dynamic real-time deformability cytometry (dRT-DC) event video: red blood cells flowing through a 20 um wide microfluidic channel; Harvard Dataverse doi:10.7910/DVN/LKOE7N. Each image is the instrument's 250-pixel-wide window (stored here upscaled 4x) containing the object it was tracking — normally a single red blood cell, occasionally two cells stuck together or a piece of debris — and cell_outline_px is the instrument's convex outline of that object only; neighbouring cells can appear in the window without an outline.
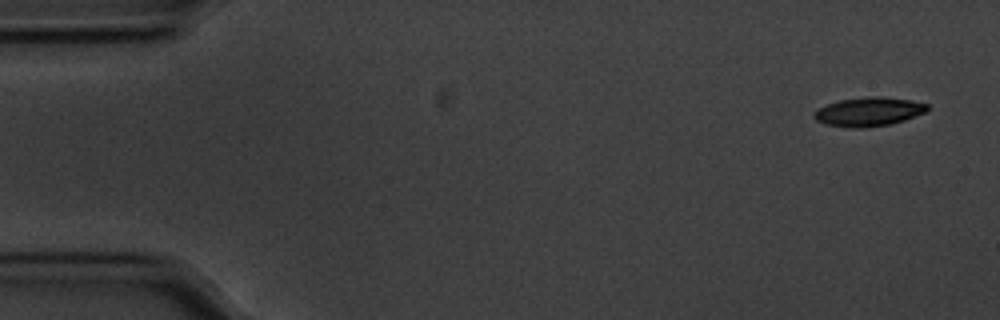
{"species": "common noctule bat (a hibernating species)", "species_latin": "Nyctalus noctula", "temperature_condition": "cold", "stored_images_in_passage": 54, "camera_frame_rate_fps": 3000, "um_per_image_px": 0.085, "animal": {"sex": "male", "body_mass_g": 20.1, "forearm_length_mm": 53.5}, "frame": {"image": 1, "passage_image": 1, "time_ms": 0.0, "image_size_px": [1000, 320], "cell_outline_px": [[928, 108], [924, 112], [904, 120], [888, 124], [860, 128], [852, 128], [824, 124], [816, 120], [812, 116], [812, 112], [816, 108], [840, 100], [872, 96], [880, 96], [908, 100], [928, 104]], "centroid_in_image_um": [73.76, 9.5], "position_along_channel_um": 11.2, "area_um2": 18.9}}
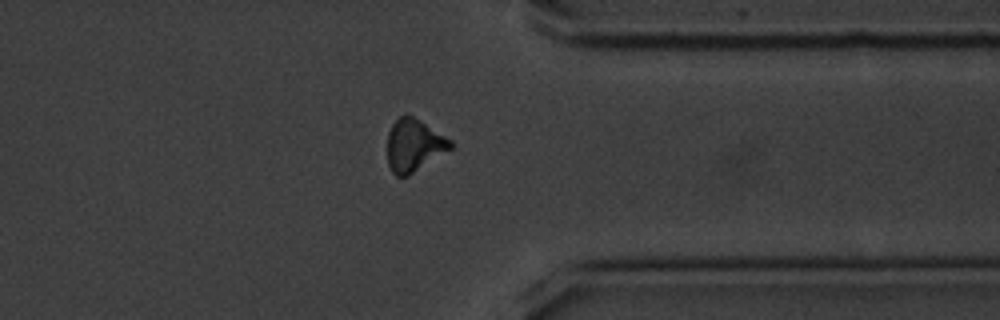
{"frame": {"image": 2, "passage_image": 42, "time_ms": 13.667, "image_size_px": [1000, 320], "cell_outline_px": [[452, 148], [408, 176], [396, 176], [392, 172], [388, 164], [388, 132], [392, 124], [400, 116], [412, 116], [452, 140]], "centroid_in_image_um": [35.18, 12.37], "position_along_channel_um": 376.2, "area_um2": 18.96}}
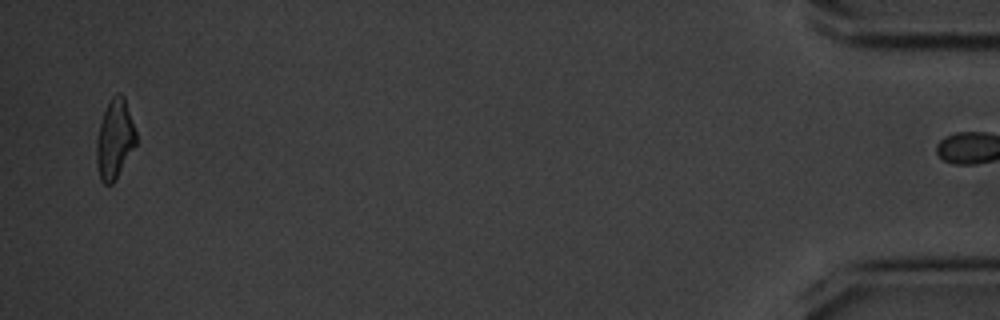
{"frame": {"image": 3, "passage_image": 53, "time_ms": 17.333, "image_size_px": [1000, 320], "cell_outline_px": [[136, 144], [116, 180], [112, 184], [104, 184], [100, 180], [96, 160], [96, 140], [100, 124], [104, 112], [112, 96], [120, 92], [124, 96], [136, 132]], "centroid_in_image_um": [9.75, 11.86], "position_along_channel_um": 425.5, "area_um2": 18.21}, "authors_computed_cell_mechanics": {"area_um2": 19.0162, "velocity_mm_per_s": 3.5614, "shape_relaxation_time_tau1_ms": 2.6798, "shape_relaxation_time_tau2_ms": null, "deformation_change_tau1": 0.1226, "deformation_change_tau2": null}}